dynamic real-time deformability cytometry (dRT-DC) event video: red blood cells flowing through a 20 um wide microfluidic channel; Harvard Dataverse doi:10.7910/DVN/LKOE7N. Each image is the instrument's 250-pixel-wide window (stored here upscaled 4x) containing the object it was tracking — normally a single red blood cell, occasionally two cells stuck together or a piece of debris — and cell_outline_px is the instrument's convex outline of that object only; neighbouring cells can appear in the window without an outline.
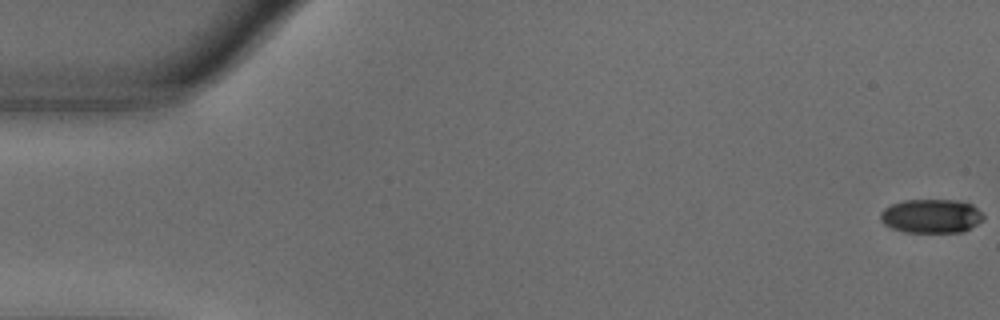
{"species": "common noctule bat (a hibernating species)", "species_latin": "Nyctalus noctula", "temperature_condition": "warm", "stored_images_in_passage": 14, "camera_frame_rate_fps": 3000, "um_per_image_px": 0.085, "animal": {"sex": "male", "body_mass_g": 18.8}, "frame": {"image": 1, "passage_image": 1, "time_ms": 0.0, "image_size_px": [1000, 320], "cell_outline_px": [[984, 220], [964, 232], [904, 232], [892, 228], [884, 224], [880, 220], [880, 212], [884, 208], [892, 204], [904, 200], [956, 200], [972, 204], [984, 216]], "centroid_in_image_um": [79.15, 18.37], "position_along_channel_um": 5.8, "area_um2": 20.46}}
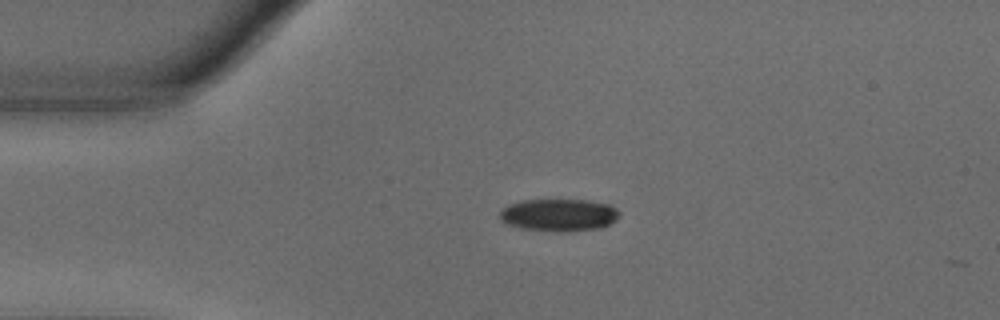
{"frame": {"image": 2, "passage_image": 13, "time_ms": 4.0, "image_size_px": [1000, 320], "cell_outline_px": [[620, 216], [616, 220], [600, 228], [560, 232], [556, 232], [520, 228], [504, 224], [500, 220], [500, 212], [508, 204], [520, 200], [584, 200], [608, 204], [616, 208], [620, 212]], "centroid_in_image_um": [47.47, 18.28], "position_along_channel_um": 37.5, "area_um2": 22.72}}